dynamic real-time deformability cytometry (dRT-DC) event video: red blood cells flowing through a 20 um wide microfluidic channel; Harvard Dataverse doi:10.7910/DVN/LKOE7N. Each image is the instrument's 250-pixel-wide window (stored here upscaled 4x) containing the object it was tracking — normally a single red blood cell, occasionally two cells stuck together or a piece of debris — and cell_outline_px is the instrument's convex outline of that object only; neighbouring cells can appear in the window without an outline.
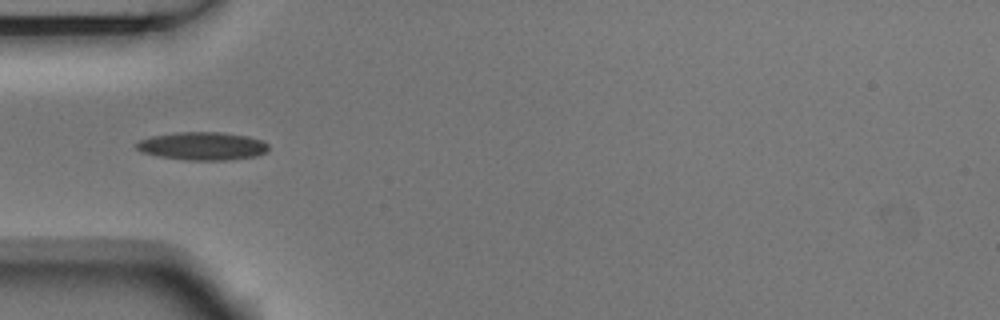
{"species": "Egyptian fruit bat (a non-hibernating species)", "species_latin": "Rousettus aegyptiacus", "temperature_condition": "room temperature", "stored_images_in_passage": 6, "camera_frame_rate_fps": 3000, "um_per_image_px": 0.085, "animal": {"sex": "male"}, "frame": {"image": 1, "passage_image": 4, "time_ms": 1.0, "image_size_px": [1000, 320], "cell_outline_px": [[268, 148], [264, 152], [256, 156], [228, 160], [184, 160], [160, 156], [140, 152], [136, 148], [136, 144], [140, 140], [152, 136], [176, 132], [220, 132], [248, 136], [264, 140], [268, 144]], "centroid_in_image_um": [17.21, 12.41], "position_along_channel_um": 67.8, "area_um2": 21.62}}
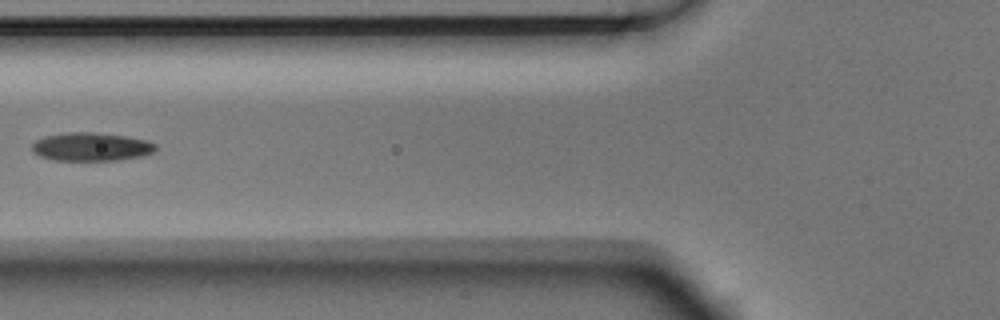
{"frame": {"image": 2, "passage_image": 5, "time_ms": 1.333, "image_size_px": [1000, 320], "cell_outline_px": [[156, 148], [152, 152], [140, 156], [120, 160], [52, 160], [40, 156], [32, 152], [32, 144], [36, 140], [44, 136], [64, 132], [92, 132], [128, 136], [148, 140], [156, 144]], "centroid_in_image_um": [7.73, 12.47], "position_along_channel_um": 118.1, "area_um2": 20.58}}
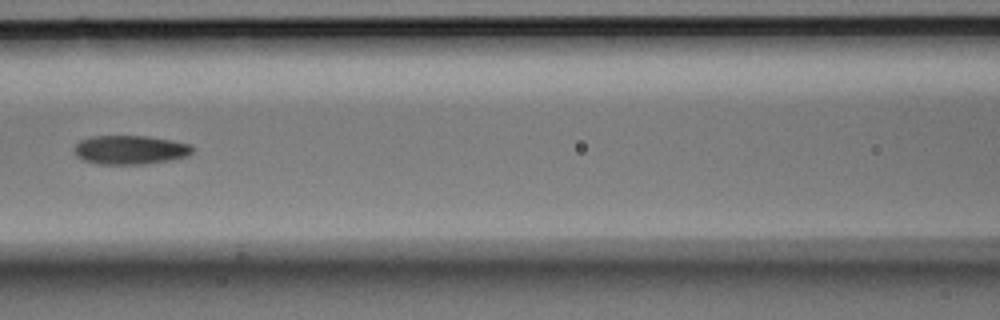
{"frame": {"image": 3, "passage_image": 6, "time_ms": 1.667, "image_size_px": [1000, 320], "cell_outline_px": [[196, 148], [188, 156], [168, 160], [144, 164], [96, 164], [84, 160], [76, 156], [72, 148], [80, 140], [92, 136], [148, 136], [172, 140], [192, 144]], "centroid_in_image_um": [11.07, 12.73], "position_along_channel_um": 155.5, "area_um2": 20.17}}